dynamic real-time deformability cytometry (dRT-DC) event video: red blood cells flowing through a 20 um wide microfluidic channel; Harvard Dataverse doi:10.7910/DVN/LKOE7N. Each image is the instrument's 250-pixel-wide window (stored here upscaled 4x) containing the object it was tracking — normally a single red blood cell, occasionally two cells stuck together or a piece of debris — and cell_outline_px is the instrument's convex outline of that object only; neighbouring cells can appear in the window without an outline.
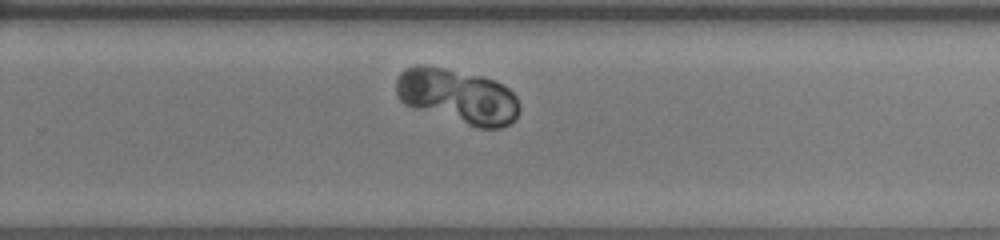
{"species": "human", "species_latin": "Homo sapiens", "temperature_condition": "room temperature", "stored_images_in_passage": 29, "camera_frame_rate_fps": 3000, "um_per_image_px": 0.085, "donor": {"sex": "female"}, "frame": {"image": 1, "passage_image": 21, "time_ms": 6.667, "image_size_px": [1000, 240], "cell_outline_px": [[520, 108], [516, 116], [508, 124], [500, 128], [480, 128], [416, 108], [404, 104], [400, 100], [396, 92], [396, 80], [400, 72], [404, 68], [416, 64], [424, 64], [444, 68], [480, 76], [504, 84], [516, 96]], "centroid_in_image_um": [38.88, 8.15], "position_along_channel_um": 290.9, "area_um2": 38.9}, "authors_computed_cell_mechanics": {"area_um2": 38.5526, "velocity_mm_per_s": 3.721, "shape_relaxation_time_tau1_ms": 0.4517, "shape_relaxation_time_tau2_ms": null, "deformation_change_tau1": 0.0266, "deformation_change_tau2": null}}